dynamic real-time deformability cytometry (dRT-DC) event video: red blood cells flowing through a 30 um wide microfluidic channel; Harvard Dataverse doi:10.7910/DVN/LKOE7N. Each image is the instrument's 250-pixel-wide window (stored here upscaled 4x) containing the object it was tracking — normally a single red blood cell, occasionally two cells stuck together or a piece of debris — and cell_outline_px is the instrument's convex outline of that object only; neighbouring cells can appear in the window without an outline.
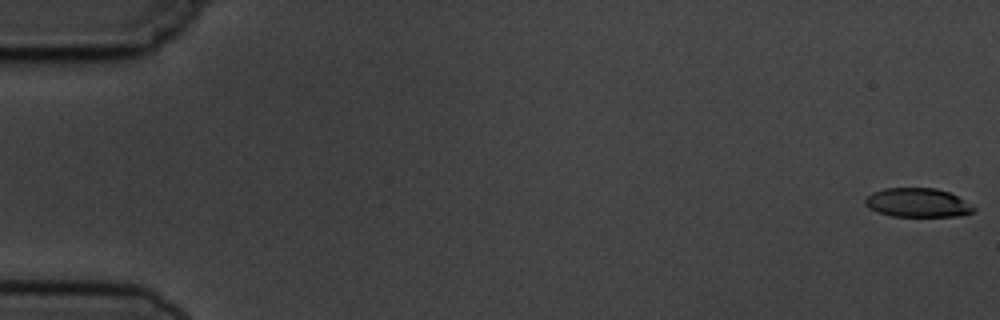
{"species": "common noctule bat (a hibernating species)", "species_latin": "Nyctalus noctula", "temperature_condition": "cold", "stored_images_in_passage": 5, "camera_frame_rate_fps": 3000, "um_per_image_px": 0.085, "animal": {"sex": "male", "body_mass_g": 19.5, "forearm_length_mm": 54.6}, "frame": {"image": 1, "passage_image": 1, "time_ms": 0.0, "image_size_px": [1000, 320], "cell_outline_px": [[976, 212], [960, 216], [892, 216], [876, 212], [868, 208], [864, 204], [864, 200], [872, 192], [884, 188], [936, 188], [948, 192], [964, 200], [976, 208]], "centroid_in_image_um": [77.98, 17.23], "position_along_channel_um": 7.0, "area_um2": 18.44}}